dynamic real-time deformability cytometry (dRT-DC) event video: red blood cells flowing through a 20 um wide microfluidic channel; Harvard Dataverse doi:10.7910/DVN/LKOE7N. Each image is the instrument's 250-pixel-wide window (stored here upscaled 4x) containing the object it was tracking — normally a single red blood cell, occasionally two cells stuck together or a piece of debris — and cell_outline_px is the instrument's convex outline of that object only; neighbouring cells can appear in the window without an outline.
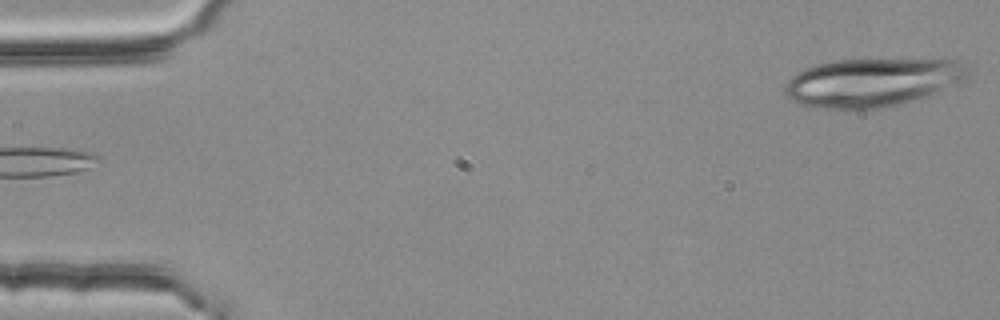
{"species": "common noctule bat (a hibernating species)", "species_latin": "Nyctalus noctula", "temperature_condition": "room temperature", "stored_images_in_passage": 5, "segment_of_instrument_passage": [2, 2], "camera_frame_rate_fps": 3000, "um_per_image_px": 0.085, "animal": {"sex": "female", "body_mass_g": 25.1}, "frame": {"image": 1, "passage_image": 5, "time_ms": 1.333, "image_size_px": [1000, 320], "cell_outline_px": [[972, 76], [964, 80], [912, 100], [900, 104], [884, 108], [860, 112], [852, 112], [816, 108], [792, 100], [784, 96], [784, 88], [788, 80], [796, 72], [804, 68], [836, 60], [968, 60]], "centroid_in_image_um": [74.13, 7.03], "position_along_channel_um": 10.9, "area_um2": 52.42}}